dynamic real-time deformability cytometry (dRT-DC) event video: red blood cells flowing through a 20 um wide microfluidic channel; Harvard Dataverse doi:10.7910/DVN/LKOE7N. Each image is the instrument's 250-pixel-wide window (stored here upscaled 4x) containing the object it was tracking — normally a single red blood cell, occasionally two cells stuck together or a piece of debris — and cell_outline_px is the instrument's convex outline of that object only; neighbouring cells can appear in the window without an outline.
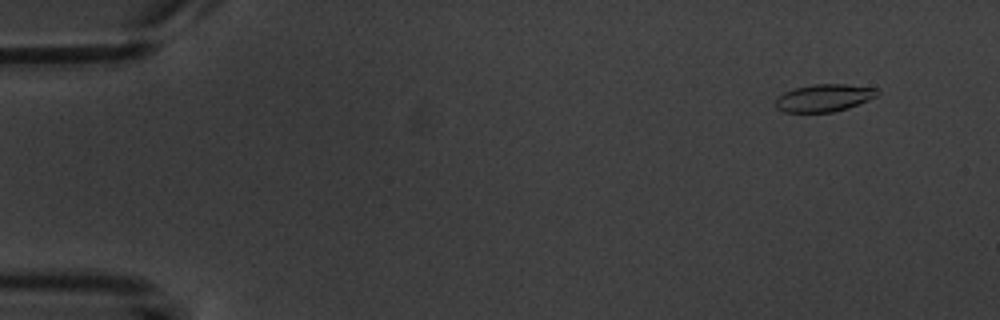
{"species": "common noctule bat (a hibernating species)", "species_latin": "Nyctalus noctula", "temperature_condition": "warm", "stored_images_in_passage": 5, "camera_frame_rate_fps": 3000, "um_per_image_px": 0.085, "animal": {"sex": "male", "body_mass_g": 20.1, "forearm_length_mm": 53.5}, "frame": {"image": 1, "passage_image": 2, "time_ms": 1.333, "image_size_px": [1000, 320], "cell_outline_px": [[880, 92], [876, 96], [868, 100], [848, 108], [832, 112], [784, 112], [776, 108], [776, 100], [784, 92], [796, 88], [812, 84], [844, 84], [880, 88]], "centroid_in_image_um": [70.08, 8.31], "position_along_channel_um": 14.9, "area_um2": 16.24}}